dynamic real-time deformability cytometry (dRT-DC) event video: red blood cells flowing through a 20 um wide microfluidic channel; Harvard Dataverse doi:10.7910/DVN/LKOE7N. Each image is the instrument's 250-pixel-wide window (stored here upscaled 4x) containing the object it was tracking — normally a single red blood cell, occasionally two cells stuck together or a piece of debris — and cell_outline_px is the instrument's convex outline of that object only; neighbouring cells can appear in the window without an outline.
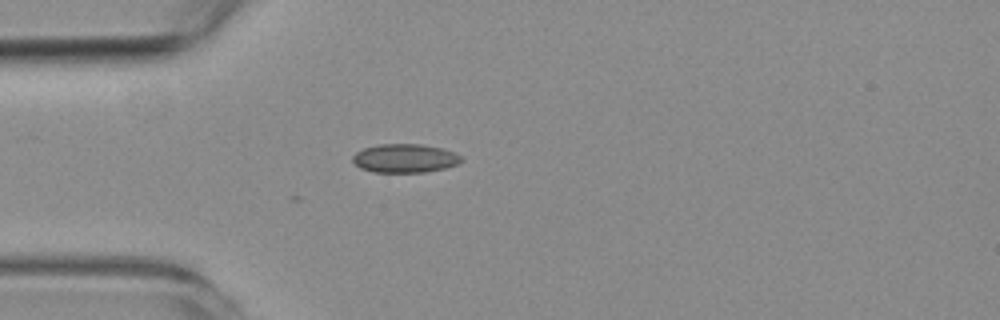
{"species": "common noctule bat (a hibernating species)", "species_latin": "Nyctalus noctula", "temperature_condition": "room temperature", "stored_images_in_passage": 5, "camera_frame_rate_fps": 3000, "um_per_image_px": 0.085, "animal": {"sex": "female", "body_mass_g": 19.3, "forearm_length_mm": 54.1}, "frame": {"image": 1, "passage_image": 1, "time_ms": 0.0, "image_size_px": [1000, 320], "cell_outline_px": [[464, 160], [456, 164], [444, 168], [424, 172], [376, 172], [360, 168], [352, 160], [352, 156], [356, 152], [364, 148], [380, 144], [424, 144], [444, 148], [460, 156]], "centroid_in_image_um": [34.41, 13.44], "position_along_channel_um": 50.6, "area_um2": 18.09}}
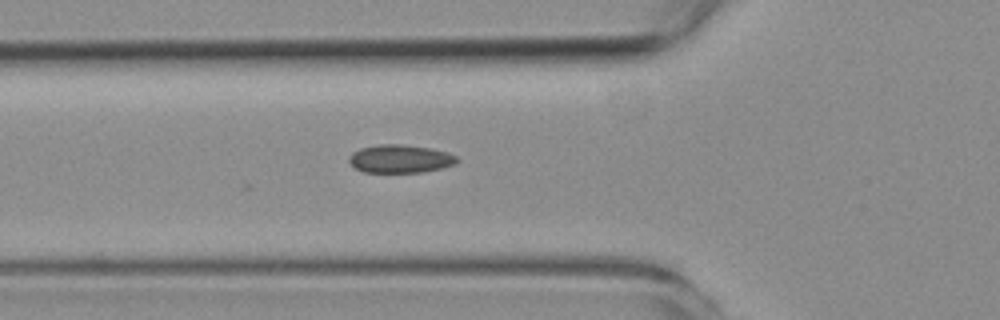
{"frame": {"image": 2, "passage_image": 5, "time_ms": 1.333, "image_size_px": [1000, 320], "cell_outline_px": [[460, 160], [456, 164], [440, 168], [420, 172], [364, 172], [356, 168], [348, 160], [348, 156], [352, 152], [360, 148], [380, 144], [400, 144], [432, 148], [448, 152], [456, 156]], "centroid_in_image_um": [34.02, 13.49], "position_along_channel_um": 91.8, "area_um2": 17.74}}